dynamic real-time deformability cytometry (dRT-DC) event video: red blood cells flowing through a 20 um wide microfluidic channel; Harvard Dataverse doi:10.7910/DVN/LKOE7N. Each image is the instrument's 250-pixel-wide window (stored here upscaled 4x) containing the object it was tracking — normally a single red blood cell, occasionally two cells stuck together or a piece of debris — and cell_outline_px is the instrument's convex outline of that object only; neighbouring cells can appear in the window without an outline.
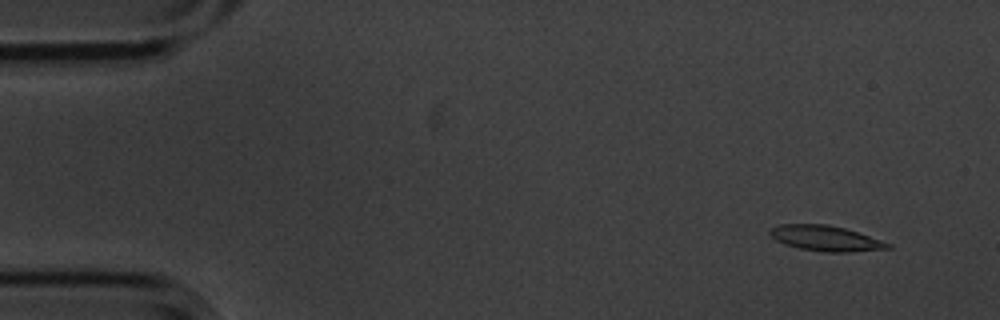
{"species": "common noctule bat (a hibernating species)", "species_latin": "Nyctalus noctula", "temperature_condition": "cold", "stored_images_in_passage": 55, "camera_frame_rate_fps": 3000, "um_per_image_px": 0.085, "animal": {"sex": "male", "body_mass_g": 20.1, "forearm_length_mm": 53.5}, "frame": {"image": 1, "passage_image": 4, "time_ms": 1.0, "image_size_px": [1000, 320], "cell_outline_px": [[892, 248], [848, 252], [824, 252], [800, 248], [784, 244], [776, 240], [768, 232], [768, 228], [780, 224], [828, 224], [844, 228], [892, 244]], "centroid_in_image_um": [70.13, 20.25], "position_along_channel_um": 14.9, "area_um2": 17.34}}
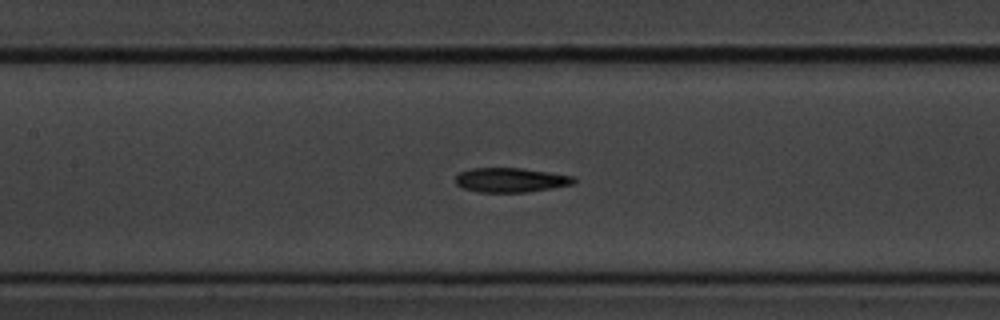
{"frame": {"image": 2, "passage_image": 25, "time_ms": 8.0, "image_size_px": [1000, 320], "cell_outline_px": [[576, 184], [528, 192], [476, 192], [464, 188], [456, 184], [456, 176], [460, 172], [472, 168], [520, 168], [548, 172], [572, 176], [576, 180]], "centroid_in_image_um": [43.42, 15.31], "position_along_channel_um": 164.0, "area_um2": 16.82}}
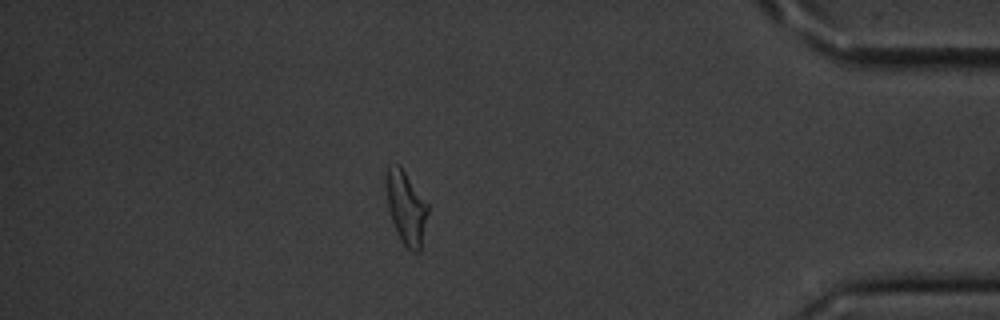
{"frame": {"image": 3, "passage_image": 48, "time_ms": 15.667, "image_size_px": [1000, 320], "cell_outline_px": [[428, 212], [420, 252], [412, 252], [400, 240], [392, 220], [388, 204], [384, 180], [388, 168], [396, 164], [400, 164], [428, 204]], "centroid_in_image_um": [34.52, 17.64], "position_along_channel_um": 400.7, "area_um2": 17.69}, "authors_computed_cell_mechanics": {"area_um2": 17.3978, "velocity_mm_per_s": 3.5953, "shape_relaxation_time_tau1_ms": 4.2235, "shape_relaxation_time_tau2_ms": 4.2556, "deformation_change_tau1": 0.18, "deformation_change_tau2": 0.1351}}